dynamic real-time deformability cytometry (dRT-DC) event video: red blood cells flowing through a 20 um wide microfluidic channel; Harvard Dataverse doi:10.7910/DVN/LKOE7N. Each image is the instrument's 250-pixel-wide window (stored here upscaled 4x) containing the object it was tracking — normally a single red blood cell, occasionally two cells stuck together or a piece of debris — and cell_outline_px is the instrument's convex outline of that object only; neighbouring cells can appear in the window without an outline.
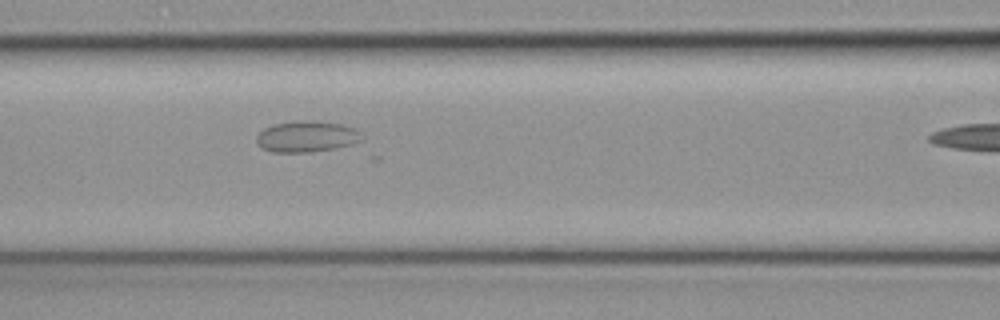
{"species": "common noctule bat (a hibernating species)", "species_latin": "Nyctalus noctula", "temperature_condition": "cold", "stored_images_in_passage": 7, "camera_frame_rate_fps": 3000, "um_per_image_px": 0.085, "animal": {"sex": "female", "body_mass_g": 19.3, "forearm_length_mm": 54.1}, "frame": {"image": 1, "passage_image": 6, "time_ms": 1.667, "image_size_px": [1000, 320], "cell_outline_px": [[364, 136], [360, 140], [352, 144], [336, 148], [308, 152], [272, 152], [260, 148], [256, 144], [256, 136], [264, 128], [272, 124], [312, 120], [340, 124], [356, 128]], "centroid_in_image_um": [26.05, 11.61], "position_along_channel_um": 140.6, "area_um2": 19.13}}